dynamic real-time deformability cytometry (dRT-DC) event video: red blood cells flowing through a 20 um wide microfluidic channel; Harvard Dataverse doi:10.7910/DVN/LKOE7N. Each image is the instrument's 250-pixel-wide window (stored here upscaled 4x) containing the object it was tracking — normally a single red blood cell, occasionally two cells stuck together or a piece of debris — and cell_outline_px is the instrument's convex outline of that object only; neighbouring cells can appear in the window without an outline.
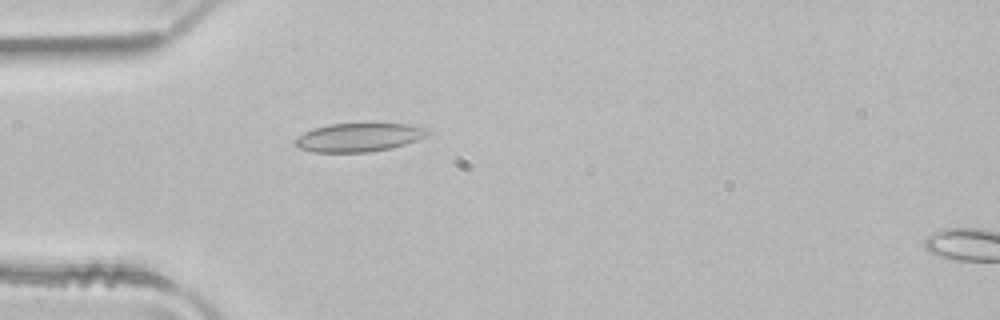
{"species": "common noctule bat (a hibernating species)", "species_latin": "Nyctalus noctula", "temperature_condition": "room temperature", "stored_images_in_passage": 2, "camera_frame_rate_fps": 3000, "um_per_image_px": 0.085, "animal": {"sex": "male", "body_mass_g": 21.5, "forearm_length_mm": 52.0}, "frame": {"image": 1, "passage_image": 1, "time_ms": 0.0, "image_size_px": [1000, 320], "cell_outline_px": [[432, 132], [416, 140], [392, 148], [368, 152], [312, 152], [300, 148], [292, 144], [292, 140], [304, 132], [328, 124], [408, 124], [424, 128]], "centroid_in_image_um": [30.44, 11.68], "position_along_channel_um": 54.6, "area_um2": 21.91}}